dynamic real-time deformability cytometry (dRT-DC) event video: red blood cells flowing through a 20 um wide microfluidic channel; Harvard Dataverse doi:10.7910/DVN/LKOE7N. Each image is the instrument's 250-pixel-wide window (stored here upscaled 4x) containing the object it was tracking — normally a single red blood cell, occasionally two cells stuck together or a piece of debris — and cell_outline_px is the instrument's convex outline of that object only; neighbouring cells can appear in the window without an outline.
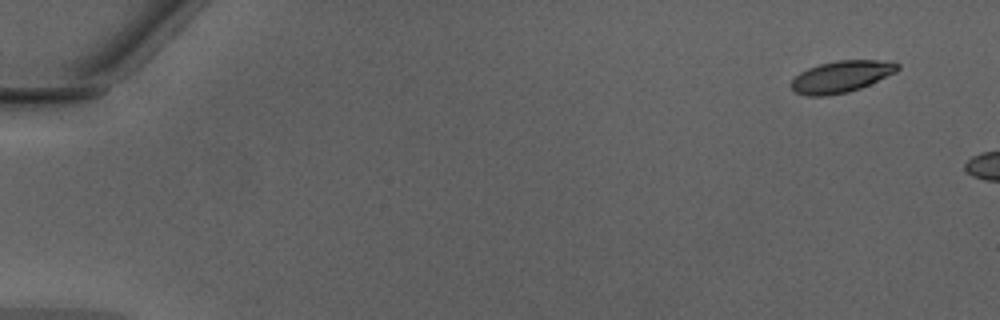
{"species": "Egyptian fruit bat (a non-hibernating species)", "species_latin": "Rousettus aegyptiacus", "temperature_condition": "warm", "stored_images_in_passage": 5, "camera_frame_rate_fps": 3000, "um_per_image_px": 0.085, "animal": {"sex": "male"}, "frame": {"image": 1, "passage_image": 1, "time_ms": 0.0, "image_size_px": [1000, 320], "cell_outline_px": [[900, 68], [896, 72], [860, 88], [848, 92], [824, 96], [808, 96], [796, 92], [792, 88], [792, 80], [800, 72], [808, 68], [820, 64], [836, 60], [876, 60], [900, 64]], "centroid_in_image_um": [71.5, 6.51], "position_along_channel_um": 13.5, "area_um2": 19.36}}